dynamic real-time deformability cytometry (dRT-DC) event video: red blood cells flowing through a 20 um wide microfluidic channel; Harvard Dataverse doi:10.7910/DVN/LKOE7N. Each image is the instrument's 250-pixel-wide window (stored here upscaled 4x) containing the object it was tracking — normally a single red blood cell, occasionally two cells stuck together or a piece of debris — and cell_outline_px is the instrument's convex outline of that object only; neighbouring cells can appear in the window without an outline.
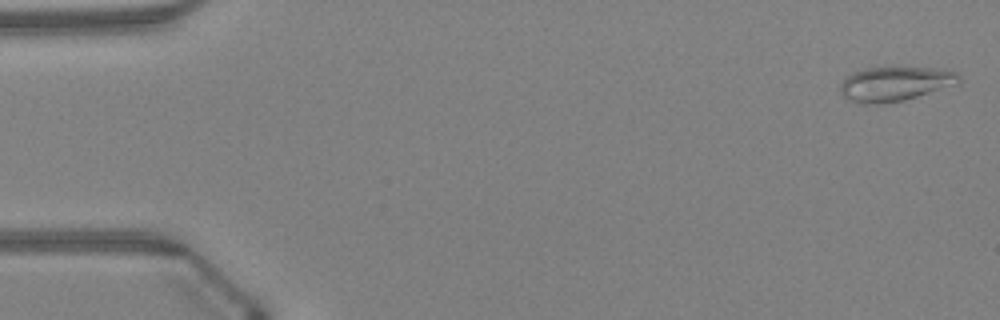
{"species": "Egyptian fruit bat (a non-hibernating species)", "species_latin": "Rousettus aegyptiacus", "temperature_condition": "warm", "stored_images_in_passage": 47, "camera_frame_rate_fps": 3000, "um_per_image_px": 0.085, "animal": {"sex": "female"}, "frame": {"image": 1, "passage_image": 1, "time_ms": 0.0, "image_size_px": [1000, 320], "cell_outline_px": [[960, 84], [904, 100], [876, 104], [860, 104], [848, 100], [840, 92], [840, 84], [852, 72], [868, 68], [948, 68], [956, 72], [960, 76]], "centroid_in_image_um": [76.12, 7.13], "position_along_channel_um": 8.9, "area_um2": 23.93}}
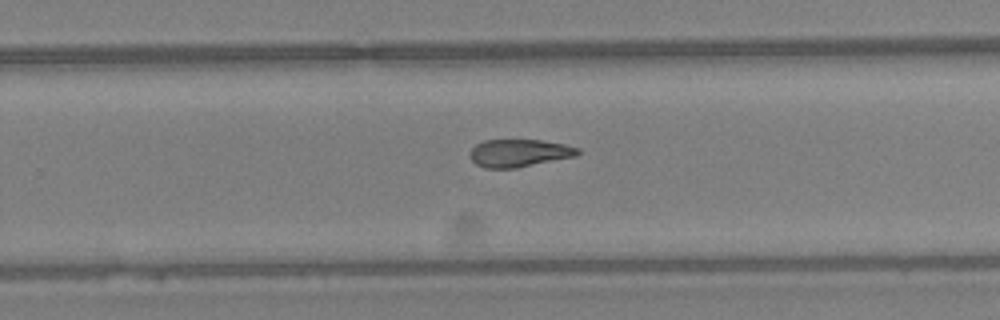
{"frame": {"image": 2, "passage_image": 30, "time_ms": 9.667, "image_size_px": [1000, 320], "cell_outline_px": [[580, 152], [576, 156], [516, 168], [484, 168], [476, 164], [468, 156], [468, 152], [476, 144], [484, 140], [540, 140], [564, 144], [580, 148]], "centroid_in_image_um": [44.1, 13.01], "position_along_channel_um": 285.7, "area_um2": 17.46}}
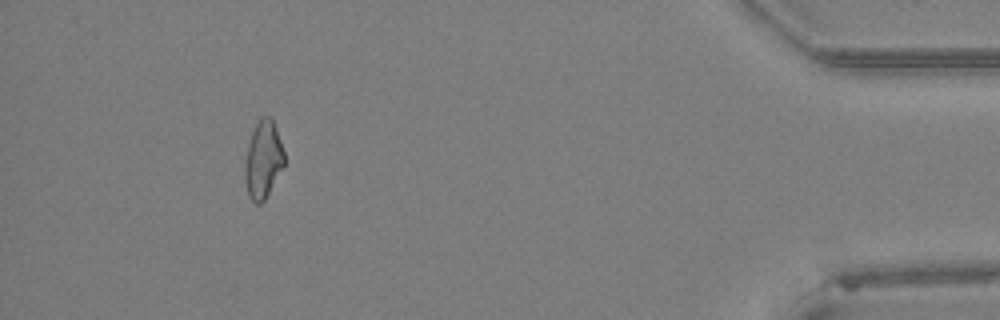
{"frame": {"image": 3, "passage_image": 43, "time_ms": 14.0, "image_size_px": [1000, 320], "cell_outline_px": [[284, 164], [264, 200], [260, 204], [256, 204], [248, 196], [244, 180], [244, 168], [248, 144], [252, 132], [260, 116], [268, 116], [272, 120], [276, 128], [284, 152]], "centroid_in_image_um": [22.34, 13.58], "position_along_channel_um": 412.9, "area_um2": 17.57}, "authors_computed_cell_mechanics": {"area_um2": 18.3226, "velocity_mm_per_s": 4.3491, "shape_relaxation_time_tau1_ms": null, "shape_relaxation_time_tau2_ms": 5.5917, "deformation_change_tau1": null, "deformation_change_tau2": 0.152}}